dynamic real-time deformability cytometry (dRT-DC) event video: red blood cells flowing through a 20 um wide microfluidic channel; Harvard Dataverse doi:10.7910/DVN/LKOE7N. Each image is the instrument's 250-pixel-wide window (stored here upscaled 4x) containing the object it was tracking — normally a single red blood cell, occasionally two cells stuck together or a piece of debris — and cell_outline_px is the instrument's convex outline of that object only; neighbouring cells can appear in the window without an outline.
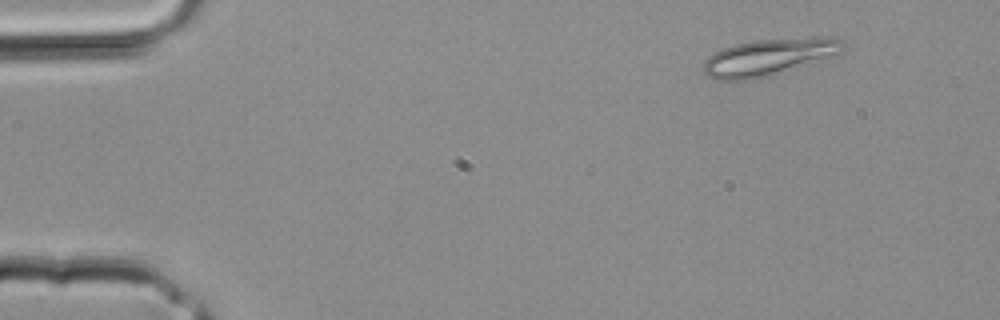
{"species": "common noctule bat (a hibernating species)", "species_latin": "Nyctalus noctula", "temperature_condition": "room temperature", "stored_images_in_passage": 2, "camera_frame_rate_fps": 3000, "um_per_image_px": 0.085, "animal": {"sex": "male", "body_mass_g": 20.4}, "frame": {"image": 1, "passage_image": 1, "time_ms": 0.0, "image_size_px": [1000, 320], "cell_outline_px": [[848, 44], [844, 52], [768, 76], [752, 80], [720, 80], [704, 76], [704, 60], [712, 52], [720, 48], [752, 40], [824, 36], [836, 36], [844, 40]], "centroid_in_image_um": [65.38, 4.82], "position_along_channel_um": 19.6, "area_um2": 30.46}}